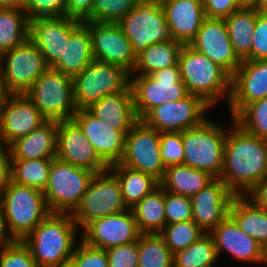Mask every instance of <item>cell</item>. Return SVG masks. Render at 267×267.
<instances>
[{
    "instance_id": "f5cc1de1",
    "label": "cell",
    "mask_w": 267,
    "mask_h": 267,
    "mask_svg": "<svg viewBox=\"0 0 267 267\" xmlns=\"http://www.w3.org/2000/svg\"><path fill=\"white\" fill-rule=\"evenodd\" d=\"M247 197L257 207L265 209L267 211V175L248 193Z\"/></svg>"
},
{
    "instance_id": "4fadbf2b",
    "label": "cell",
    "mask_w": 267,
    "mask_h": 267,
    "mask_svg": "<svg viewBox=\"0 0 267 267\" xmlns=\"http://www.w3.org/2000/svg\"><path fill=\"white\" fill-rule=\"evenodd\" d=\"M210 108L201 97L188 94L181 100L154 107L141 120L159 133L183 132L201 125Z\"/></svg>"
},
{
    "instance_id": "7a4b0ae2",
    "label": "cell",
    "mask_w": 267,
    "mask_h": 267,
    "mask_svg": "<svg viewBox=\"0 0 267 267\" xmlns=\"http://www.w3.org/2000/svg\"><path fill=\"white\" fill-rule=\"evenodd\" d=\"M77 233L78 225L71 213H50L21 241L38 267H52L70 260Z\"/></svg>"
},
{
    "instance_id": "7402d4cb",
    "label": "cell",
    "mask_w": 267,
    "mask_h": 267,
    "mask_svg": "<svg viewBox=\"0 0 267 267\" xmlns=\"http://www.w3.org/2000/svg\"><path fill=\"white\" fill-rule=\"evenodd\" d=\"M267 97V60H244L231 78L228 103L233 118L244 106Z\"/></svg>"
},
{
    "instance_id": "ba28073f",
    "label": "cell",
    "mask_w": 267,
    "mask_h": 267,
    "mask_svg": "<svg viewBox=\"0 0 267 267\" xmlns=\"http://www.w3.org/2000/svg\"><path fill=\"white\" fill-rule=\"evenodd\" d=\"M25 95L46 120H72L77 111L73 78L53 68L41 74Z\"/></svg>"
},
{
    "instance_id": "8992f818",
    "label": "cell",
    "mask_w": 267,
    "mask_h": 267,
    "mask_svg": "<svg viewBox=\"0 0 267 267\" xmlns=\"http://www.w3.org/2000/svg\"><path fill=\"white\" fill-rule=\"evenodd\" d=\"M130 88L138 120L154 107L181 100L189 94L181 80L178 63L150 75H130Z\"/></svg>"
},
{
    "instance_id": "3957f363",
    "label": "cell",
    "mask_w": 267,
    "mask_h": 267,
    "mask_svg": "<svg viewBox=\"0 0 267 267\" xmlns=\"http://www.w3.org/2000/svg\"><path fill=\"white\" fill-rule=\"evenodd\" d=\"M178 64L181 80L189 94L201 97L211 107L225 95L229 103L232 76L220 65L190 45L182 46Z\"/></svg>"
},
{
    "instance_id": "30bf717a",
    "label": "cell",
    "mask_w": 267,
    "mask_h": 267,
    "mask_svg": "<svg viewBox=\"0 0 267 267\" xmlns=\"http://www.w3.org/2000/svg\"><path fill=\"white\" fill-rule=\"evenodd\" d=\"M73 83L77 109H82L105 96L124 92L130 86V74L117 65L94 60Z\"/></svg>"
},
{
    "instance_id": "2e32d148",
    "label": "cell",
    "mask_w": 267,
    "mask_h": 267,
    "mask_svg": "<svg viewBox=\"0 0 267 267\" xmlns=\"http://www.w3.org/2000/svg\"><path fill=\"white\" fill-rule=\"evenodd\" d=\"M90 29L94 59L103 63L117 65L132 74L136 56L130 41L117 23L83 21Z\"/></svg>"
},
{
    "instance_id": "ac0fdd59",
    "label": "cell",
    "mask_w": 267,
    "mask_h": 267,
    "mask_svg": "<svg viewBox=\"0 0 267 267\" xmlns=\"http://www.w3.org/2000/svg\"><path fill=\"white\" fill-rule=\"evenodd\" d=\"M189 45L220 65L231 76L242 63L234 52L224 18L206 17Z\"/></svg>"
},
{
    "instance_id": "f6af8a7d",
    "label": "cell",
    "mask_w": 267,
    "mask_h": 267,
    "mask_svg": "<svg viewBox=\"0 0 267 267\" xmlns=\"http://www.w3.org/2000/svg\"><path fill=\"white\" fill-rule=\"evenodd\" d=\"M78 245L70 258L74 267H109L106 250L89 246L82 240Z\"/></svg>"
},
{
    "instance_id": "681fc988",
    "label": "cell",
    "mask_w": 267,
    "mask_h": 267,
    "mask_svg": "<svg viewBox=\"0 0 267 267\" xmlns=\"http://www.w3.org/2000/svg\"><path fill=\"white\" fill-rule=\"evenodd\" d=\"M202 3L205 16L208 18H226L242 8L238 0H202Z\"/></svg>"
},
{
    "instance_id": "6125c7cd",
    "label": "cell",
    "mask_w": 267,
    "mask_h": 267,
    "mask_svg": "<svg viewBox=\"0 0 267 267\" xmlns=\"http://www.w3.org/2000/svg\"><path fill=\"white\" fill-rule=\"evenodd\" d=\"M2 63H3V52L0 50V70L2 67Z\"/></svg>"
},
{
    "instance_id": "f546056e",
    "label": "cell",
    "mask_w": 267,
    "mask_h": 267,
    "mask_svg": "<svg viewBox=\"0 0 267 267\" xmlns=\"http://www.w3.org/2000/svg\"><path fill=\"white\" fill-rule=\"evenodd\" d=\"M229 216L239 228L255 239L262 247L267 244V211L257 207L247 196H235Z\"/></svg>"
},
{
    "instance_id": "6f0895ef",
    "label": "cell",
    "mask_w": 267,
    "mask_h": 267,
    "mask_svg": "<svg viewBox=\"0 0 267 267\" xmlns=\"http://www.w3.org/2000/svg\"><path fill=\"white\" fill-rule=\"evenodd\" d=\"M254 9L258 12H267V0H257Z\"/></svg>"
},
{
    "instance_id": "9a60e30c",
    "label": "cell",
    "mask_w": 267,
    "mask_h": 267,
    "mask_svg": "<svg viewBox=\"0 0 267 267\" xmlns=\"http://www.w3.org/2000/svg\"><path fill=\"white\" fill-rule=\"evenodd\" d=\"M81 234L87 245L104 250L136 242L141 235L130 208L92 220Z\"/></svg>"
},
{
    "instance_id": "7bdbcfd3",
    "label": "cell",
    "mask_w": 267,
    "mask_h": 267,
    "mask_svg": "<svg viewBox=\"0 0 267 267\" xmlns=\"http://www.w3.org/2000/svg\"><path fill=\"white\" fill-rule=\"evenodd\" d=\"M160 155L161 160L166 167L183 164L184 147L182 143V132H161Z\"/></svg>"
},
{
    "instance_id": "94428289",
    "label": "cell",
    "mask_w": 267,
    "mask_h": 267,
    "mask_svg": "<svg viewBox=\"0 0 267 267\" xmlns=\"http://www.w3.org/2000/svg\"><path fill=\"white\" fill-rule=\"evenodd\" d=\"M52 267H74L73 263L71 260H68L66 262L60 263L56 266H52Z\"/></svg>"
},
{
    "instance_id": "4316f807",
    "label": "cell",
    "mask_w": 267,
    "mask_h": 267,
    "mask_svg": "<svg viewBox=\"0 0 267 267\" xmlns=\"http://www.w3.org/2000/svg\"><path fill=\"white\" fill-rule=\"evenodd\" d=\"M87 109L111 128L121 132H129L138 121L130 86L124 92L101 98Z\"/></svg>"
},
{
    "instance_id": "74e56055",
    "label": "cell",
    "mask_w": 267,
    "mask_h": 267,
    "mask_svg": "<svg viewBox=\"0 0 267 267\" xmlns=\"http://www.w3.org/2000/svg\"><path fill=\"white\" fill-rule=\"evenodd\" d=\"M138 267H173V253L159 233L141 234Z\"/></svg>"
},
{
    "instance_id": "9c48e42d",
    "label": "cell",
    "mask_w": 267,
    "mask_h": 267,
    "mask_svg": "<svg viewBox=\"0 0 267 267\" xmlns=\"http://www.w3.org/2000/svg\"><path fill=\"white\" fill-rule=\"evenodd\" d=\"M117 24L135 56L152 44L172 39L160 1H140Z\"/></svg>"
},
{
    "instance_id": "b9f144b4",
    "label": "cell",
    "mask_w": 267,
    "mask_h": 267,
    "mask_svg": "<svg viewBox=\"0 0 267 267\" xmlns=\"http://www.w3.org/2000/svg\"><path fill=\"white\" fill-rule=\"evenodd\" d=\"M0 267H38L29 248L20 240L0 245Z\"/></svg>"
},
{
    "instance_id": "8fae6325",
    "label": "cell",
    "mask_w": 267,
    "mask_h": 267,
    "mask_svg": "<svg viewBox=\"0 0 267 267\" xmlns=\"http://www.w3.org/2000/svg\"><path fill=\"white\" fill-rule=\"evenodd\" d=\"M128 209L116 176L107 169L96 173L77 208L71 213L81 230L92 220Z\"/></svg>"
},
{
    "instance_id": "d6986e66",
    "label": "cell",
    "mask_w": 267,
    "mask_h": 267,
    "mask_svg": "<svg viewBox=\"0 0 267 267\" xmlns=\"http://www.w3.org/2000/svg\"><path fill=\"white\" fill-rule=\"evenodd\" d=\"M56 157L95 174L109 169L73 120L58 121Z\"/></svg>"
},
{
    "instance_id": "5b68a950",
    "label": "cell",
    "mask_w": 267,
    "mask_h": 267,
    "mask_svg": "<svg viewBox=\"0 0 267 267\" xmlns=\"http://www.w3.org/2000/svg\"><path fill=\"white\" fill-rule=\"evenodd\" d=\"M206 119L201 125L182 132L183 164L220 178L227 130Z\"/></svg>"
},
{
    "instance_id": "7c38bea8",
    "label": "cell",
    "mask_w": 267,
    "mask_h": 267,
    "mask_svg": "<svg viewBox=\"0 0 267 267\" xmlns=\"http://www.w3.org/2000/svg\"><path fill=\"white\" fill-rule=\"evenodd\" d=\"M49 66L35 43L25 42L3 53L1 76L10 95L25 94Z\"/></svg>"
},
{
    "instance_id": "d590c367",
    "label": "cell",
    "mask_w": 267,
    "mask_h": 267,
    "mask_svg": "<svg viewBox=\"0 0 267 267\" xmlns=\"http://www.w3.org/2000/svg\"><path fill=\"white\" fill-rule=\"evenodd\" d=\"M52 159H11L12 182L44 191Z\"/></svg>"
},
{
    "instance_id": "4dcf8cb0",
    "label": "cell",
    "mask_w": 267,
    "mask_h": 267,
    "mask_svg": "<svg viewBox=\"0 0 267 267\" xmlns=\"http://www.w3.org/2000/svg\"><path fill=\"white\" fill-rule=\"evenodd\" d=\"M109 170L116 176L124 204L130 209L160 185V182L152 175L120 163L110 165Z\"/></svg>"
},
{
    "instance_id": "8d00e7d4",
    "label": "cell",
    "mask_w": 267,
    "mask_h": 267,
    "mask_svg": "<svg viewBox=\"0 0 267 267\" xmlns=\"http://www.w3.org/2000/svg\"><path fill=\"white\" fill-rule=\"evenodd\" d=\"M217 259L212 236L204 233L189 247L173 254V267H214Z\"/></svg>"
},
{
    "instance_id": "db71d44e",
    "label": "cell",
    "mask_w": 267,
    "mask_h": 267,
    "mask_svg": "<svg viewBox=\"0 0 267 267\" xmlns=\"http://www.w3.org/2000/svg\"><path fill=\"white\" fill-rule=\"evenodd\" d=\"M12 241L6 232L5 225H4V219H3V205L2 201L0 199V245L8 243Z\"/></svg>"
},
{
    "instance_id": "91938a15",
    "label": "cell",
    "mask_w": 267,
    "mask_h": 267,
    "mask_svg": "<svg viewBox=\"0 0 267 267\" xmlns=\"http://www.w3.org/2000/svg\"><path fill=\"white\" fill-rule=\"evenodd\" d=\"M261 263H267V244L262 247V260Z\"/></svg>"
},
{
    "instance_id": "f35d334b",
    "label": "cell",
    "mask_w": 267,
    "mask_h": 267,
    "mask_svg": "<svg viewBox=\"0 0 267 267\" xmlns=\"http://www.w3.org/2000/svg\"><path fill=\"white\" fill-rule=\"evenodd\" d=\"M233 120L246 132L267 141V97L244 106Z\"/></svg>"
},
{
    "instance_id": "e575fe53",
    "label": "cell",
    "mask_w": 267,
    "mask_h": 267,
    "mask_svg": "<svg viewBox=\"0 0 267 267\" xmlns=\"http://www.w3.org/2000/svg\"><path fill=\"white\" fill-rule=\"evenodd\" d=\"M30 20L24 9L0 7V50L5 53L29 38Z\"/></svg>"
},
{
    "instance_id": "83f0119b",
    "label": "cell",
    "mask_w": 267,
    "mask_h": 267,
    "mask_svg": "<svg viewBox=\"0 0 267 267\" xmlns=\"http://www.w3.org/2000/svg\"><path fill=\"white\" fill-rule=\"evenodd\" d=\"M94 60L90 29L82 21L71 32L65 44L63 59L53 69L74 78Z\"/></svg>"
},
{
    "instance_id": "ee69618b",
    "label": "cell",
    "mask_w": 267,
    "mask_h": 267,
    "mask_svg": "<svg viewBox=\"0 0 267 267\" xmlns=\"http://www.w3.org/2000/svg\"><path fill=\"white\" fill-rule=\"evenodd\" d=\"M166 224L192 220V204L189 197L165 191Z\"/></svg>"
},
{
    "instance_id": "be15d7a7",
    "label": "cell",
    "mask_w": 267,
    "mask_h": 267,
    "mask_svg": "<svg viewBox=\"0 0 267 267\" xmlns=\"http://www.w3.org/2000/svg\"><path fill=\"white\" fill-rule=\"evenodd\" d=\"M140 1H162V0H140Z\"/></svg>"
},
{
    "instance_id": "680465c9",
    "label": "cell",
    "mask_w": 267,
    "mask_h": 267,
    "mask_svg": "<svg viewBox=\"0 0 267 267\" xmlns=\"http://www.w3.org/2000/svg\"><path fill=\"white\" fill-rule=\"evenodd\" d=\"M239 5L245 8H254L257 4V0H238Z\"/></svg>"
},
{
    "instance_id": "277c9868",
    "label": "cell",
    "mask_w": 267,
    "mask_h": 267,
    "mask_svg": "<svg viewBox=\"0 0 267 267\" xmlns=\"http://www.w3.org/2000/svg\"><path fill=\"white\" fill-rule=\"evenodd\" d=\"M0 199L5 229L11 240L24 239L51 213L42 191L12 181Z\"/></svg>"
},
{
    "instance_id": "44dd1931",
    "label": "cell",
    "mask_w": 267,
    "mask_h": 267,
    "mask_svg": "<svg viewBox=\"0 0 267 267\" xmlns=\"http://www.w3.org/2000/svg\"><path fill=\"white\" fill-rule=\"evenodd\" d=\"M72 120L79 126L98 156L108 165L119 163L124 155L126 135L98 119L87 108L77 109Z\"/></svg>"
},
{
    "instance_id": "c3c4849f",
    "label": "cell",
    "mask_w": 267,
    "mask_h": 267,
    "mask_svg": "<svg viewBox=\"0 0 267 267\" xmlns=\"http://www.w3.org/2000/svg\"><path fill=\"white\" fill-rule=\"evenodd\" d=\"M251 60H267V12L256 11Z\"/></svg>"
},
{
    "instance_id": "cb8c5ba5",
    "label": "cell",
    "mask_w": 267,
    "mask_h": 267,
    "mask_svg": "<svg viewBox=\"0 0 267 267\" xmlns=\"http://www.w3.org/2000/svg\"><path fill=\"white\" fill-rule=\"evenodd\" d=\"M209 234L214 241L218 258L221 252L225 251L239 262L261 264L262 246L242 231L229 215Z\"/></svg>"
},
{
    "instance_id": "816d5d0a",
    "label": "cell",
    "mask_w": 267,
    "mask_h": 267,
    "mask_svg": "<svg viewBox=\"0 0 267 267\" xmlns=\"http://www.w3.org/2000/svg\"><path fill=\"white\" fill-rule=\"evenodd\" d=\"M11 181V156L7 148L0 146V196Z\"/></svg>"
},
{
    "instance_id": "11a10c76",
    "label": "cell",
    "mask_w": 267,
    "mask_h": 267,
    "mask_svg": "<svg viewBox=\"0 0 267 267\" xmlns=\"http://www.w3.org/2000/svg\"><path fill=\"white\" fill-rule=\"evenodd\" d=\"M26 0H0V7L19 8L25 10Z\"/></svg>"
},
{
    "instance_id": "1f68e13d",
    "label": "cell",
    "mask_w": 267,
    "mask_h": 267,
    "mask_svg": "<svg viewBox=\"0 0 267 267\" xmlns=\"http://www.w3.org/2000/svg\"><path fill=\"white\" fill-rule=\"evenodd\" d=\"M234 52L241 60H251L256 10L242 7L224 18Z\"/></svg>"
},
{
    "instance_id": "6da1fadb",
    "label": "cell",
    "mask_w": 267,
    "mask_h": 267,
    "mask_svg": "<svg viewBox=\"0 0 267 267\" xmlns=\"http://www.w3.org/2000/svg\"><path fill=\"white\" fill-rule=\"evenodd\" d=\"M230 120L220 179L236 196H245L267 175V141Z\"/></svg>"
},
{
    "instance_id": "7dc6e473",
    "label": "cell",
    "mask_w": 267,
    "mask_h": 267,
    "mask_svg": "<svg viewBox=\"0 0 267 267\" xmlns=\"http://www.w3.org/2000/svg\"><path fill=\"white\" fill-rule=\"evenodd\" d=\"M109 267H138V241L106 249Z\"/></svg>"
},
{
    "instance_id": "836d02e7",
    "label": "cell",
    "mask_w": 267,
    "mask_h": 267,
    "mask_svg": "<svg viewBox=\"0 0 267 267\" xmlns=\"http://www.w3.org/2000/svg\"><path fill=\"white\" fill-rule=\"evenodd\" d=\"M182 46L181 43L171 39L146 47L136 56V63L130 75H150L157 70L176 65Z\"/></svg>"
},
{
    "instance_id": "d4e9b609",
    "label": "cell",
    "mask_w": 267,
    "mask_h": 267,
    "mask_svg": "<svg viewBox=\"0 0 267 267\" xmlns=\"http://www.w3.org/2000/svg\"><path fill=\"white\" fill-rule=\"evenodd\" d=\"M160 3L172 39L189 45L206 18L202 0H162Z\"/></svg>"
},
{
    "instance_id": "5bb4252c",
    "label": "cell",
    "mask_w": 267,
    "mask_h": 267,
    "mask_svg": "<svg viewBox=\"0 0 267 267\" xmlns=\"http://www.w3.org/2000/svg\"><path fill=\"white\" fill-rule=\"evenodd\" d=\"M121 165L147 173L159 182L165 173L160 155L159 132L138 120L126 135Z\"/></svg>"
},
{
    "instance_id": "52a82bcc",
    "label": "cell",
    "mask_w": 267,
    "mask_h": 267,
    "mask_svg": "<svg viewBox=\"0 0 267 267\" xmlns=\"http://www.w3.org/2000/svg\"><path fill=\"white\" fill-rule=\"evenodd\" d=\"M94 172L76 167L57 157L51 161L43 194L51 213H72L86 193Z\"/></svg>"
},
{
    "instance_id": "f1b7e54d",
    "label": "cell",
    "mask_w": 267,
    "mask_h": 267,
    "mask_svg": "<svg viewBox=\"0 0 267 267\" xmlns=\"http://www.w3.org/2000/svg\"><path fill=\"white\" fill-rule=\"evenodd\" d=\"M214 179L206 171L179 164L166 167L160 186L170 193L191 198Z\"/></svg>"
},
{
    "instance_id": "bcb514c9",
    "label": "cell",
    "mask_w": 267,
    "mask_h": 267,
    "mask_svg": "<svg viewBox=\"0 0 267 267\" xmlns=\"http://www.w3.org/2000/svg\"><path fill=\"white\" fill-rule=\"evenodd\" d=\"M66 0H26L25 12L29 20L65 16Z\"/></svg>"
},
{
    "instance_id": "603a6c76",
    "label": "cell",
    "mask_w": 267,
    "mask_h": 267,
    "mask_svg": "<svg viewBox=\"0 0 267 267\" xmlns=\"http://www.w3.org/2000/svg\"><path fill=\"white\" fill-rule=\"evenodd\" d=\"M235 196L220 178H215L190 198L192 220L203 232L209 233L229 215V208Z\"/></svg>"
},
{
    "instance_id": "e0dca14e",
    "label": "cell",
    "mask_w": 267,
    "mask_h": 267,
    "mask_svg": "<svg viewBox=\"0 0 267 267\" xmlns=\"http://www.w3.org/2000/svg\"><path fill=\"white\" fill-rule=\"evenodd\" d=\"M81 22L66 16L30 20L29 38L38 47L49 68H54L63 59L66 41Z\"/></svg>"
},
{
    "instance_id": "ffe728a7",
    "label": "cell",
    "mask_w": 267,
    "mask_h": 267,
    "mask_svg": "<svg viewBox=\"0 0 267 267\" xmlns=\"http://www.w3.org/2000/svg\"><path fill=\"white\" fill-rule=\"evenodd\" d=\"M33 102L25 95H9L0 108V146L27 136L46 122Z\"/></svg>"
},
{
    "instance_id": "60d3db41",
    "label": "cell",
    "mask_w": 267,
    "mask_h": 267,
    "mask_svg": "<svg viewBox=\"0 0 267 267\" xmlns=\"http://www.w3.org/2000/svg\"><path fill=\"white\" fill-rule=\"evenodd\" d=\"M140 0H94L91 16L86 21L118 23Z\"/></svg>"
},
{
    "instance_id": "ab89813d",
    "label": "cell",
    "mask_w": 267,
    "mask_h": 267,
    "mask_svg": "<svg viewBox=\"0 0 267 267\" xmlns=\"http://www.w3.org/2000/svg\"><path fill=\"white\" fill-rule=\"evenodd\" d=\"M193 220L166 224L159 233L170 251L175 254L193 244L204 234Z\"/></svg>"
},
{
    "instance_id": "484cf974",
    "label": "cell",
    "mask_w": 267,
    "mask_h": 267,
    "mask_svg": "<svg viewBox=\"0 0 267 267\" xmlns=\"http://www.w3.org/2000/svg\"><path fill=\"white\" fill-rule=\"evenodd\" d=\"M58 121L47 120L40 127L11 142L7 149L11 159H53L57 153Z\"/></svg>"
},
{
    "instance_id": "9f6ffc18",
    "label": "cell",
    "mask_w": 267,
    "mask_h": 267,
    "mask_svg": "<svg viewBox=\"0 0 267 267\" xmlns=\"http://www.w3.org/2000/svg\"><path fill=\"white\" fill-rule=\"evenodd\" d=\"M9 95L10 94L6 91V87L2 80L1 71H0V108L4 105Z\"/></svg>"
},
{
    "instance_id": "d6a6232c",
    "label": "cell",
    "mask_w": 267,
    "mask_h": 267,
    "mask_svg": "<svg viewBox=\"0 0 267 267\" xmlns=\"http://www.w3.org/2000/svg\"><path fill=\"white\" fill-rule=\"evenodd\" d=\"M165 190L159 185L131 210L141 234L160 233L166 225Z\"/></svg>"
},
{
    "instance_id": "f907efd6",
    "label": "cell",
    "mask_w": 267,
    "mask_h": 267,
    "mask_svg": "<svg viewBox=\"0 0 267 267\" xmlns=\"http://www.w3.org/2000/svg\"><path fill=\"white\" fill-rule=\"evenodd\" d=\"M94 0H66L65 16L86 21L92 13Z\"/></svg>"
}]
</instances>
